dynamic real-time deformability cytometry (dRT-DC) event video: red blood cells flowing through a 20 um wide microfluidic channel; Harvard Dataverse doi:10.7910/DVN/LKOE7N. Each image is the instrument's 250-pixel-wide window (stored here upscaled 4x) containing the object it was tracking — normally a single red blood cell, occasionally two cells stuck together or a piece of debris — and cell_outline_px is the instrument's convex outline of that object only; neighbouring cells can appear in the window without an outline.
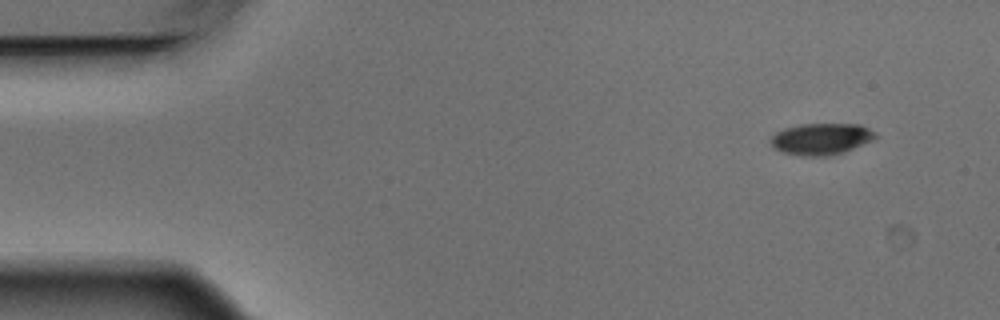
{"species": "Egyptian fruit bat (a non-hibernating species)", "species_latin": "Rousettus aegyptiacus", "temperature_condition": "warm", "stored_images_in_passage": 4, "segment_of_instrument_passage": [2, 2], "camera_frame_rate_fps": 3000, "um_per_image_px": 0.085, "animal": {"sex": "male"}, "frame": {"image": 1, "passage_image": 4, "time_ms": 1.0, "image_size_px": [1000, 320], "cell_outline_px": [[876, 136], [872, 140], [852, 148], [828, 156], [804, 156], [784, 152], [772, 148], [768, 140], [776, 132], [784, 128], [800, 124], [860, 124], [876, 132]], "centroid_in_image_um": [69.74, 11.8], "position_along_channel_um": 15.3, "area_um2": 19.13}}